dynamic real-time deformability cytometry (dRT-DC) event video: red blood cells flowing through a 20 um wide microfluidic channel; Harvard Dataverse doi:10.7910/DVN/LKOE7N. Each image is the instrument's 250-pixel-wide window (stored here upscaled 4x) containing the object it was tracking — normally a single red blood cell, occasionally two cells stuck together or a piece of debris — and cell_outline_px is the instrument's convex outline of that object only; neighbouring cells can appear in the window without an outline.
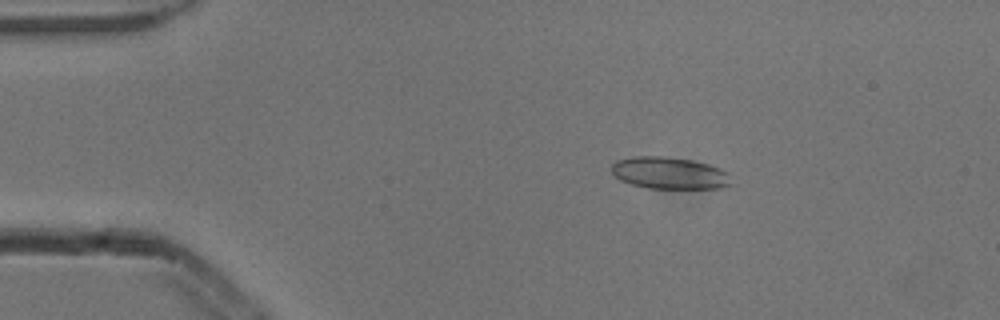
{"species": "common noctule bat (a hibernating species)", "species_latin": "Nyctalus noctula", "temperature_condition": "cold", "stored_images_in_passage": 4, "camera_frame_rate_fps": 3000, "um_per_image_px": 0.085, "animal": {"sex": "male", "body_mass_g": 13.3}, "frame": {"image": 1, "passage_image": 2, "time_ms": 0.333, "image_size_px": [1000, 320], "cell_outline_px": [[732, 184], [716, 188], [648, 188], [632, 184], [620, 180], [612, 172], [612, 164], [616, 160], [632, 156], [664, 156], [692, 160], [708, 164], [720, 168], [728, 172]], "centroid_in_image_um": [56.89, 14.7], "position_along_channel_um": 28.1, "area_um2": 22.25}}
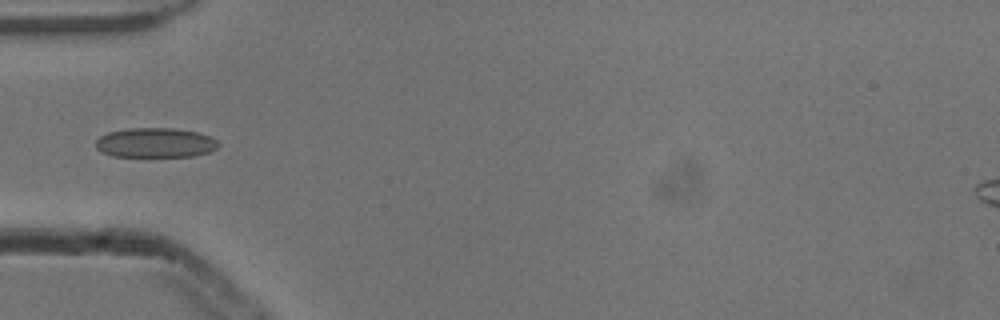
{"frame": {"image": 2, "passage_image": 4, "time_ms": 1.0, "image_size_px": [1000, 320], "cell_outline_px": [[220, 144], [216, 148], [208, 152], [192, 156], [112, 156], [100, 152], [96, 148], [96, 140], [100, 136], [108, 132], [128, 128], [172, 128], [200, 132], [216, 140]], "centroid_in_image_um": [13.18, 12.12], "position_along_channel_um": 71.8, "area_um2": 21.21}}